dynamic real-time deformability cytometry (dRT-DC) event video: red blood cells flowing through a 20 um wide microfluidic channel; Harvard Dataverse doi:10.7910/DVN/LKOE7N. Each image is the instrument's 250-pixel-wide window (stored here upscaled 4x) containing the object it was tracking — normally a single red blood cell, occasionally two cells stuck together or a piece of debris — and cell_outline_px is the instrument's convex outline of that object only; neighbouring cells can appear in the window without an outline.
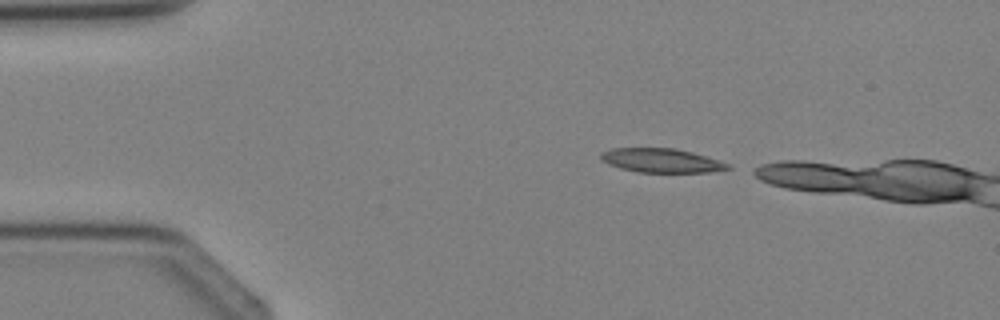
{"species": "Egyptian fruit bat (a non-hibernating species)", "species_latin": "Rousettus aegyptiacus", "temperature_condition": "cold", "stored_images_in_passage": 2, "camera_frame_rate_fps": 3000, "um_per_image_px": 0.085, "animal": {"sex": "female"}, "frame": {"image": 1, "passage_image": 1, "time_ms": 0.0, "image_size_px": [1000, 320], "cell_outline_px": [[732, 168], [708, 172], [640, 172], [620, 168], [608, 164], [600, 160], [600, 152], [612, 148], [676, 148], [692, 152], [728, 164]], "centroid_in_image_um": [56.14, 13.63], "position_along_channel_um": 28.9, "area_um2": 17.63}}